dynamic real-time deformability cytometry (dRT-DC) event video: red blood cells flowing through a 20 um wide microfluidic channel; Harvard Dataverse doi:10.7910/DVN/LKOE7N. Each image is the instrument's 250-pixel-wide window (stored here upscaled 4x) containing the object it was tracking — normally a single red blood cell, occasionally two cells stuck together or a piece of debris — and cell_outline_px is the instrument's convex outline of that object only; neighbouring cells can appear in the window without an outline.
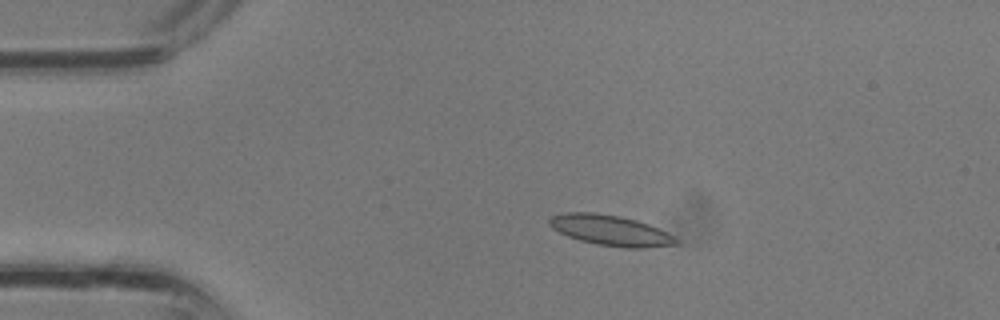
{"species": "common noctule bat (a hibernating species)", "species_latin": "Nyctalus noctula", "temperature_condition": "room temperature", "stored_images_in_passage": 12, "camera_frame_rate_fps": 3000, "um_per_image_px": 0.085, "animal": {"sex": "male", "body_mass_g": 13.3}, "frame": {"image": 1, "passage_image": 2, "time_ms": 0.333, "image_size_px": [1000, 320], "cell_outline_px": [[680, 244], [644, 248], [624, 248], [596, 244], [580, 240], [568, 236], [552, 228], [548, 224], [548, 220], [552, 216], [564, 212], [596, 212], [620, 216], [636, 220], [648, 224], [680, 240]], "centroid_in_image_um": [51.88, 19.58], "position_along_channel_um": 33.1, "area_um2": 22.48}}
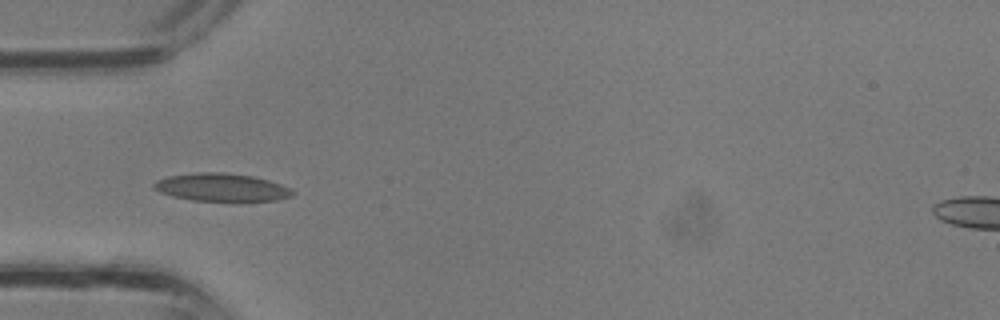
{"frame": {"image": 2, "passage_image": 6, "time_ms": 1.667, "image_size_px": [1000, 320], "cell_outline_px": [[296, 192], [292, 196], [276, 200], [192, 200], [172, 196], [160, 192], [152, 188], [152, 184], [156, 180], [168, 176], [196, 172], [224, 172], [252, 176], [268, 180], [280, 184]], "centroid_in_image_um": [18.78, 15.91], "position_along_channel_um": 66.2, "area_um2": 22.31}}
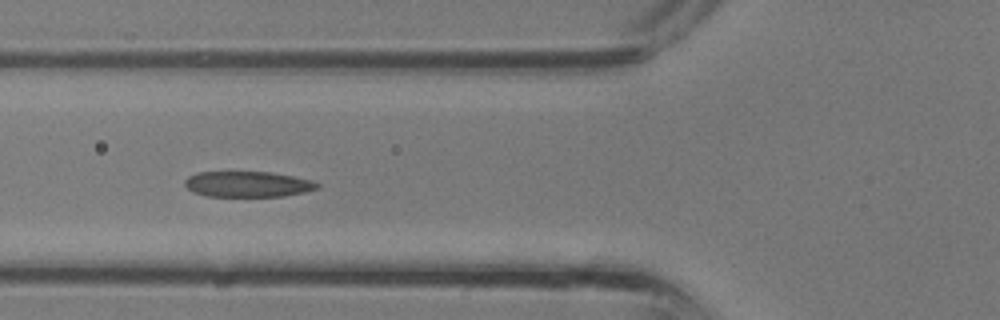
{"frame": {"image": 3, "passage_image": 8, "time_ms": 2.333, "image_size_px": [1000, 320], "cell_outline_px": [[320, 188], [304, 192], [284, 196], [208, 196], [196, 192], [188, 188], [184, 184], [184, 180], [188, 176], [196, 172], [272, 172], [312, 180], [320, 184]], "centroid_in_image_um": [21.08, 15.65], "position_along_channel_um": 104.7, "area_um2": 19.77}}